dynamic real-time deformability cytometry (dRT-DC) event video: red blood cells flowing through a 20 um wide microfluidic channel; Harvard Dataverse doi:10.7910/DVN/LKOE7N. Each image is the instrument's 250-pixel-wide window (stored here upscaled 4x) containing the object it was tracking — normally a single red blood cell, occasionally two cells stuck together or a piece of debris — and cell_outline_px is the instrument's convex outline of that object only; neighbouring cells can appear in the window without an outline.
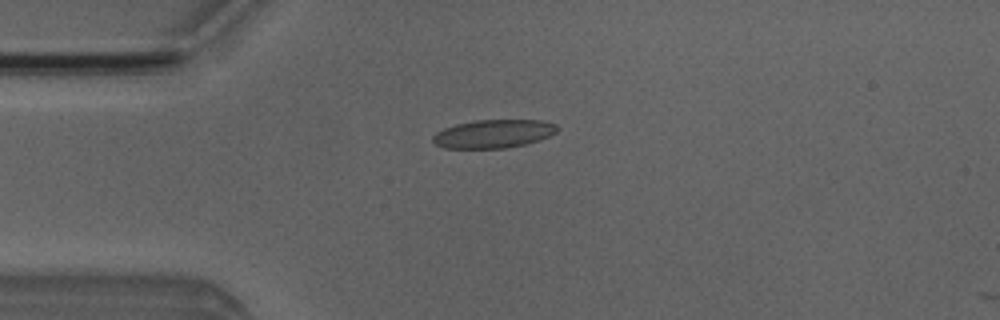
{"species": "Egyptian fruit bat (a non-hibernating species)", "species_latin": "Rousettus aegyptiacus", "temperature_condition": "room temperature", "stored_images_in_passage": 7, "camera_frame_rate_fps": 3000, "um_per_image_px": 0.085, "animal": {"sex": "male"}, "frame": {"image": 1, "passage_image": 4, "time_ms": 3.667, "image_size_px": [1000, 320], "cell_outline_px": [[556, 132], [548, 136], [524, 144], [504, 148], [444, 148], [436, 144], [432, 140], [432, 136], [436, 132], [444, 128], [456, 124], [476, 120], [544, 120], [556, 124]], "centroid_in_image_um": [41.91, 11.36], "position_along_channel_um": 43.1, "area_um2": 20.35}}